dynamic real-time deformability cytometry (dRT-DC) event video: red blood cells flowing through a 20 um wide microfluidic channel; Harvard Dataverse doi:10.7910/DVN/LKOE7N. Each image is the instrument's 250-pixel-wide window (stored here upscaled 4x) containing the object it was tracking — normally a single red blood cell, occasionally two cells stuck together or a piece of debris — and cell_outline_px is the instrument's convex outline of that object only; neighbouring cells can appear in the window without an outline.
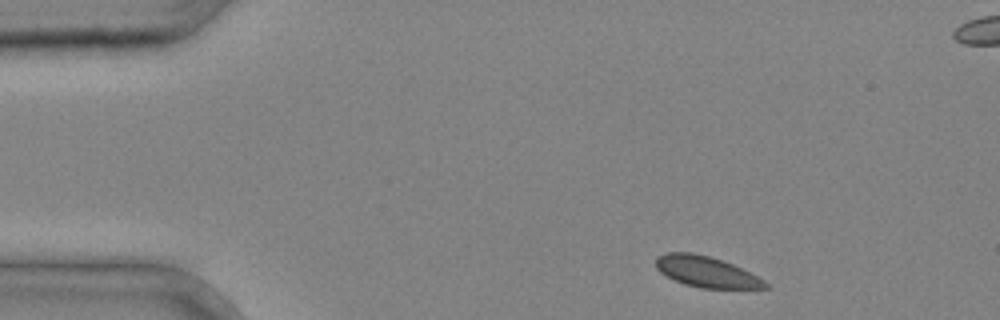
{"species": "common noctule bat (a hibernating species)", "species_latin": "Nyctalus noctula", "temperature_condition": "cold", "stored_images_in_passage": 4, "camera_frame_rate_fps": 3000, "um_per_image_px": 0.085, "animal": {"sex": "male", "body_mass_g": 20.4}, "frame": {"image": 1, "passage_image": 1, "time_ms": 0.0, "image_size_px": [1000, 320], "cell_outline_px": [[768, 288], [700, 288], [684, 284], [660, 272], [656, 268], [656, 256], [668, 252], [692, 252], [708, 256], [732, 264], [764, 280], [768, 284]], "centroid_in_image_um": [60.0, 23.09], "position_along_channel_um": 25.0, "area_um2": 19.36}}